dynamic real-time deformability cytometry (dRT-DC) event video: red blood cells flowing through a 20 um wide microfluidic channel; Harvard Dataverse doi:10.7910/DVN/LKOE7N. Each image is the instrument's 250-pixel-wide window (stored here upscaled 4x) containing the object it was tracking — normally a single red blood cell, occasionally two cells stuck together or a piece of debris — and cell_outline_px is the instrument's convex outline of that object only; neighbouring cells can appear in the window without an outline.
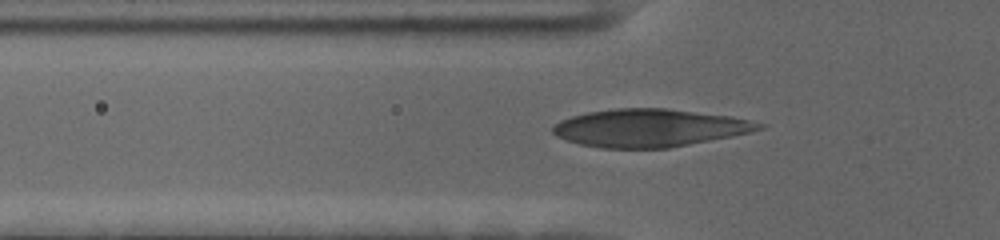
{"species": "human", "species_latin": "Homo sapiens", "temperature_condition": "cold", "stored_images_in_passage": 37, "camera_frame_rate_fps": 3000, "um_per_image_px": 0.085, "donor": {"sex": "female"}, "frame": {"image": 1, "passage_image": 3, "time_ms": 0.667, "image_size_px": [1000, 240], "cell_outline_px": [[768, 124], [764, 128], [752, 132], [732, 136], [668, 148], [600, 148], [580, 144], [556, 136], [552, 132], [552, 124], [560, 120], [572, 116], [588, 112], [616, 108], [664, 108], [732, 116]], "centroid_in_image_um": [55.22, 10.87], "position_along_channel_um": 70.6, "area_um2": 45.49}}
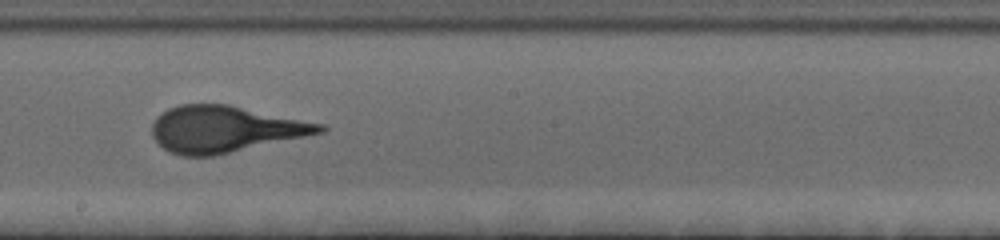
{"frame": {"image": 2, "passage_image": 16, "time_ms": 5.0, "image_size_px": [1000, 240], "cell_outline_px": [[328, 128], [324, 132], [216, 156], [180, 156], [168, 152], [152, 136], [152, 124], [156, 116], [168, 108], [180, 104], [228, 104], [324, 124]], "centroid_in_image_um": [19.1, 10.98], "position_along_channel_um": 229.1, "area_um2": 45.55}}
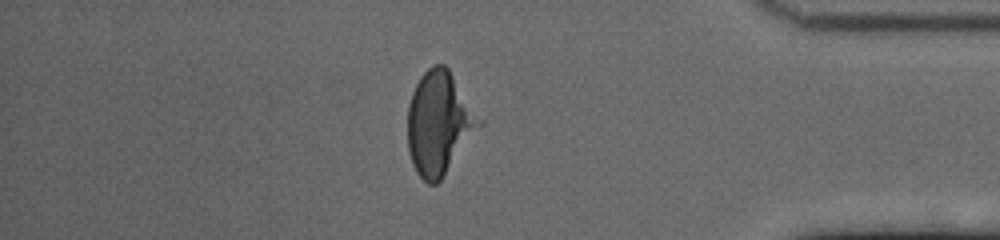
{"frame": {"image": 3, "passage_image": 32, "time_ms": 10.333, "image_size_px": [1000, 240], "cell_outline_px": [[472, 124], [440, 180], [436, 184], [428, 184], [416, 172], [412, 164], [408, 152], [408, 104], [412, 92], [420, 76], [432, 64], [444, 64], [448, 68], [452, 76], [472, 120]], "centroid_in_image_um": [37.04, 10.45], "position_along_channel_um": 398.2, "area_um2": 38.44}}